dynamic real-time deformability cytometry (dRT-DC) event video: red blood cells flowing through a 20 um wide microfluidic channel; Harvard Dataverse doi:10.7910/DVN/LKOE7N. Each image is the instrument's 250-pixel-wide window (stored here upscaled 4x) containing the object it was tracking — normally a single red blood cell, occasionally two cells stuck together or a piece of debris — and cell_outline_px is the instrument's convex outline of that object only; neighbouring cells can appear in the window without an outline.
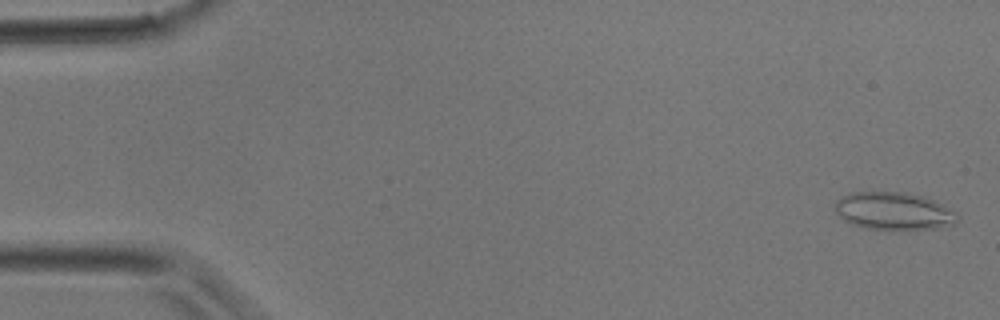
{"species": "common noctule bat (a hibernating species)", "species_latin": "Nyctalus noctula", "temperature_condition": "room temperature", "stored_images_in_passage": 9, "camera_frame_rate_fps": 3000, "um_per_image_px": 0.085, "animal": {"sex": "male", "body_mass_g": 17.9}, "frame": {"image": 1, "passage_image": 1, "time_ms": 0.0, "image_size_px": [1000, 320], "cell_outline_px": [[960, 220], [952, 224], [936, 228], [896, 232], [868, 228], [852, 224], [844, 220], [836, 212], [836, 200], [840, 196], [848, 192], [904, 192], [924, 196], [944, 204], [956, 212], [960, 216]], "centroid_in_image_um": [76.01, 17.96], "position_along_channel_um": 9.0, "area_um2": 27.63}}